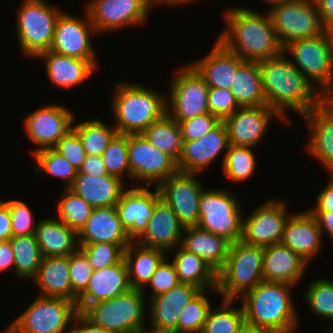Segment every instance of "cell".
<instances>
[{"label":"cell","mask_w":333,"mask_h":333,"mask_svg":"<svg viewBox=\"0 0 333 333\" xmlns=\"http://www.w3.org/2000/svg\"><path fill=\"white\" fill-rule=\"evenodd\" d=\"M244 7L227 10L226 30L218 41L244 61L261 62L283 53V47L272 26L269 14Z\"/></svg>","instance_id":"cell-1"},{"label":"cell","mask_w":333,"mask_h":333,"mask_svg":"<svg viewBox=\"0 0 333 333\" xmlns=\"http://www.w3.org/2000/svg\"><path fill=\"white\" fill-rule=\"evenodd\" d=\"M284 53L259 62L262 86L267 105L285 121V110L303 116L318 105V95L312 85Z\"/></svg>","instance_id":"cell-2"},{"label":"cell","mask_w":333,"mask_h":333,"mask_svg":"<svg viewBox=\"0 0 333 333\" xmlns=\"http://www.w3.org/2000/svg\"><path fill=\"white\" fill-rule=\"evenodd\" d=\"M293 285L261 281L243 295L245 323L274 333H290L298 327L291 296Z\"/></svg>","instance_id":"cell-3"},{"label":"cell","mask_w":333,"mask_h":333,"mask_svg":"<svg viewBox=\"0 0 333 333\" xmlns=\"http://www.w3.org/2000/svg\"><path fill=\"white\" fill-rule=\"evenodd\" d=\"M112 110L118 134H141L167 113L164 95L136 83H119Z\"/></svg>","instance_id":"cell-4"},{"label":"cell","mask_w":333,"mask_h":333,"mask_svg":"<svg viewBox=\"0 0 333 333\" xmlns=\"http://www.w3.org/2000/svg\"><path fill=\"white\" fill-rule=\"evenodd\" d=\"M264 247L238 240L230 243L224 266L217 272V293L235 300L263 281Z\"/></svg>","instance_id":"cell-5"},{"label":"cell","mask_w":333,"mask_h":333,"mask_svg":"<svg viewBox=\"0 0 333 333\" xmlns=\"http://www.w3.org/2000/svg\"><path fill=\"white\" fill-rule=\"evenodd\" d=\"M145 290L130 289L112 299L89 305L82 314L112 333H140L144 329Z\"/></svg>","instance_id":"cell-6"},{"label":"cell","mask_w":333,"mask_h":333,"mask_svg":"<svg viewBox=\"0 0 333 333\" xmlns=\"http://www.w3.org/2000/svg\"><path fill=\"white\" fill-rule=\"evenodd\" d=\"M17 12L18 41L25 56L38 57L49 51L58 16L62 13L44 0H25Z\"/></svg>","instance_id":"cell-7"},{"label":"cell","mask_w":333,"mask_h":333,"mask_svg":"<svg viewBox=\"0 0 333 333\" xmlns=\"http://www.w3.org/2000/svg\"><path fill=\"white\" fill-rule=\"evenodd\" d=\"M78 313L74 301L39 295L8 326L7 333H65L66 327Z\"/></svg>","instance_id":"cell-8"},{"label":"cell","mask_w":333,"mask_h":333,"mask_svg":"<svg viewBox=\"0 0 333 333\" xmlns=\"http://www.w3.org/2000/svg\"><path fill=\"white\" fill-rule=\"evenodd\" d=\"M238 201L225 189H204L199 198L197 226L230 243L241 240L243 214Z\"/></svg>","instance_id":"cell-9"},{"label":"cell","mask_w":333,"mask_h":333,"mask_svg":"<svg viewBox=\"0 0 333 333\" xmlns=\"http://www.w3.org/2000/svg\"><path fill=\"white\" fill-rule=\"evenodd\" d=\"M268 14L282 47L326 31L315 0L287 1L273 6Z\"/></svg>","instance_id":"cell-10"},{"label":"cell","mask_w":333,"mask_h":333,"mask_svg":"<svg viewBox=\"0 0 333 333\" xmlns=\"http://www.w3.org/2000/svg\"><path fill=\"white\" fill-rule=\"evenodd\" d=\"M287 52L294 58L292 63L312 85L315 81L323 88L333 83L332 31L326 30L318 36L292 41L283 47V53Z\"/></svg>","instance_id":"cell-11"},{"label":"cell","mask_w":333,"mask_h":333,"mask_svg":"<svg viewBox=\"0 0 333 333\" xmlns=\"http://www.w3.org/2000/svg\"><path fill=\"white\" fill-rule=\"evenodd\" d=\"M177 74L172 80L169 96L167 95V114L180 123L209 113V87L203 77L190 64L177 70Z\"/></svg>","instance_id":"cell-12"},{"label":"cell","mask_w":333,"mask_h":333,"mask_svg":"<svg viewBox=\"0 0 333 333\" xmlns=\"http://www.w3.org/2000/svg\"><path fill=\"white\" fill-rule=\"evenodd\" d=\"M128 154L130 177L148 181L146 187L153 182L158 186L179 171L177 162L154 147L142 134H128Z\"/></svg>","instance_id":"cell-13"},{"label":"cell","mask_w":333,"mask_h":333,"mask_svg":"<svg viewBox=\"0 0 333 333\" xmlns=\"http://www.w3.org/2000/svg\"><path fill=\"white\" fill-rule=\"evenodd\" d=\"M194 176L178 171L157 186L161 199L185 227L197 225L199 221V198L204 188Z\"/></svg>","instance_id":"cell-14"},{"label":"cell","mask_w":333,"mask_h":333,"mask_svg":"<svg viewBox=\"0 0 333 333\" xmlns=\"http://www.w3.org/2000/svg\"><path fill=\"white\" fill-rule=\"evenodd\" d=\"M87 3L86 11L97 33L142 25L151 8L148 0H90Z\"/></svg>","instance_id":"cell-15"},{"label":"cell","mask_w":333,"mask_h":333,"mask_svg":"<svg viewBox=\"0 0 333 333\" xmlns=\"http://www.w3.org/2000/svg\"><path fill=\"white\" fill-rule=\"evenodd\" d=\"M286 202L270 200L242 219L241 240L257 246L281 243L288 214ZM288 214V215H287Z\"/></svg>","instance_id":"cell-16"},{"label":"cell","mask_w":333,"mask_h":333,"mask_svg":"<svg viewBox=\"0 0 333 333\" xmlns=\"http://www.w3.org/2000/svg\"><path fill=\"white\" fill-rule=\"evenodd\" d=\"M74 117L65 106L49 104L29 114L24 129L36 150L53 148L72 129Z\"/></svg>","instance_id":"cell-17"},{"label":"cell","mask_w":333,"mask_h":333,"mask_svg":"<svg viewBox=\"0 0 333 333\" xmlns=\"http://www.w3.org/2000/svg\"><path fill=\"white\" fill-rule=\"evenodd\" d=\"M86 18L81 20L62 12L55 24L50 51L74 59L96 60L89 35L97 32L87 11Z\"/></svg>","instance_id":"cell-18"},{"label":"cell","mask_w":333,"mask_h":333,"mask_svg":"<svg viewBox=\"0 0 333 333\" xmlns=\"http://www.w3.org/2000/svg\"><path fill=\"white\" fill-rule=\"evenodd\" d=\"M285 121L268 105L240 107L223 120L230 145L254 147L261 142L272 117Z\"/></svg>","instance_id":"cell-19"},{"label":"cell","mask_w":333,"mask_h":333,"mask_svg":"<svg viewBox=\"0 0 333 333\" xmlns=\"http://www.w3.org/2000/svg\"><path fill=\"white\" fill-rule=\"evenodd\" d=\"M155 188L154 193L143 185L124 190L115 206L131 241H136L147 229L154 206L161 198L157 186Z\"/></svg>","instance_id":"cell-20"},{"label":"cell","mask_w":333,"mask_h":333,"mask_svg":"<svg viewBox=\"0 0 333 333\" xmlns=\"http://www.w3.org/2000/svg\"><path fill=\"white\" fill-rule=\"evenodd\" d=\"M229 139L226 126L221 121L215 128L197 140L183 141L181 156L177 162L178 170L197 174L208 167L222 150H228Z\"/></svg>","instance_id":"cell-21"},{"label":"cell","mask_w":333,"mask_h":333,"mask_svg":"<svg viewBox=\"0 0 333 333\" xmlns=\"http://www.w3.org/2000/svg\"><path fill=\"white\" fill-rule=\"evenodd\" d=\"M185 226L177 218L170 206L159 199L148 220L147 229L136 240L142 246L158 248L169 253L180 245Z\"/></svg>","instance_id":"cell-22"},{"label":"cell","mask_w":333,"mask_h":333,"mask_svg":"<svg viewBox=\"0 0 333 333\" xmlns=\"http://www.w3.org/2000/svg\"><path fill=\"white\" fill-rule=\"evenodd\" d=\"M131 289L128 270L124 258L115 265L94 270L86 290L76 302L78 312L82 313L89 305L112 299Z\"/></svg>","instance_id":"cell-23"},{"label":"cell","mask_w":333,"mask_h":333,"mask_svg":"<svg viewBox=\"0 0 333 333\" xmlns=\"http://www.w3.org/2000/svg\"><path fill=\"white\" fill-rule=\"evenodd\" d=\"M201 289L180 283L169 291L149 298L150 323L152 327L175 331L182 309L194 298Z\"/></svg>","instance_id":"cell-24"},{"label":"cell","mask_w":333,"mask_h":333,"mask_svg":"<svg viewBox=\"0 0 333 333\" xmlns=\"http://www.w3.org/2000/svg\"><path fill=\"white\" fill-rule=\"evenodd\" d=\"M318 222L309 210L291 214L284 227L281 243L307 262L318 254L322 244Z\"/></svg>","instance_id":"cell-25"},{"label":"cell","mask_w":333,"mask_h":333,"mask_svg":"<svg viewBox=\"0 0 333 333\" xmlns=\"http://www.w3.org/2000/svg\"><path fill=\"white\" fill-rule=\"evenodd\" d=\"M307 264L308 262L299 254L282 243L265 246L262 265L263 281L295 285L301 280Z\"/></svg>","instance_id":"cell-26"},{"label":"cell","mask_w":333,"mask_h":333,"mask_svg":"<svg viewBox=\"0 0 333 333\" xmlns=\"http://www.w3.org/2000/svg\"><path fill=\"white\" fill-rule=\"evenodd\" d=\"M102 242L112 244L132 242L121 224L115 206L94 208L87 222L78 232L79 244Z\"/></svg>","instance_id":"cell-27"},{"label":"cell","mask_w":333,"mask_h":333,"mask_svg":"<svg viewBox=\"0 0 333 333\" xmlns=\"http://www.w3.org/2000/svg\"><path fill=\"white\" fill-rule=\"evenodd\" d=\"M200 60L191 65L203 77L208 87L229 90L237 68L244 62L237 54L227 50L218 40L208 55Z\"/></svg>","instance_id":"cell-28"},{"label":"cell","mask_w":333,"mask_h":333,"mask_svg":"<svg viewBox=\"0 0 333 333\" xmlns=\"http://www.w3.org/2000/svg\"><path fill=\"white\" fill-rule=\"evenodd\" d=\"M123 182L110 174L92 177L78 172L68 189L83 198L93 208L113 207L116 206L125 190L123 189L125 182Z\"/></svg>","instance_id":"cell-29"},{"label":"cell","mask_w":333,"mask_h":333,"mask_svg":"<svg viewBox=\"0 0 333 333\" xmlns=\"http://www.w3.org/2000/svg\"><path fill=\"white\" fill-rule=\"evenodd\" d=\"M44 59L46 74L58 88H72L79 85L97 69L96 60L69 58L65 55L46 51L38 56Z\"/></svg>","instance_id":"cell-30"},{"label":"cell","mask_w":333,"mask_h":333,"mask_svg":"<svg viewBox=\"0 0 333 333\" xmlns=\"http://www.w3.org/2000/svg\"><path fill=\"white\" fill-rule=\"evenodd\" d=\"M180 246L195 253L218 272L225 264L230 242L194 225L184 228Z\"/></svg>","instance_id":"cell-31"},{"label":"cell","mask_w":333,"mask_h":333,"mask_svg":"<svg viewBox=\"0 0 333 333\" xmlns=\"http://www.w3.org/2000/svg\"><path fill=\"white\" fill-rule=\"evenodd\" d=\"M33 280L42 290L40 296L60 297L75 303L78 300V297L72 292L69 256L43 257Z\"/></svg>","instance_id":"cell-32"},{"label":"cell","mask_w":333,"mask_h":333,"mask_svg":"<svg viewBox=\"0 0 333 333\" xmlns=\"http://www.w3.org/2000/svg\"><path fill=\"white\" fill-rule=\"evenodd\" d=\"M308 123L311 136L306 146L308 153L333 174V117L326 113L319 105L313 107L302 116Z\"/></svg>","instance_id":"cell-33"},{"label":"cell","mask_w":333,"mask_h":333,"mask_svg":"<svg viewBox=\"0 0 333 333\" xmlns=\"http://www.w3.org/2000/svg\"><path fill=\"white\" fill-rule=\"evenodd\" d=\"M35 236L43 257L69 256L79 248L78 233L56 218L40 220Z\"/></svg>","instance_id":"cell-34"},{"label":"cell","mask_w":333,"mask_h":333,"mask_svg":"<svg viewBox=\"0 0 333 333\" xmlns=\"http://www.w3.org/2000/svg\"><path fill=\"white\" fill-rule=\"evenodd\" d=\"M135 255L133 256V254ZM166 252L158 248H149L132 241L124 250V260L128 270L131 289L144 290Z\"/></svg>","instance_id":"cell-35"},{"label":"cell","mask_w":333,"mask_h":333,"mask_svg":"<svg viewBox=\"0 0 333 333\" xmlns=\"http://www.w3.org/2000/svg\"><path fill=\"white\" fill-rule=\"evenodd\" d=\"M172 262L181 283H188L201 290L217 291V272L195 253L177 247Z\"/></svg>","instance_id":"cell-36"},{"label":"cell","mask_w":333,"mask_h":333,"mask_svg":"<svg viewBox=\"0 0 333 333\" xmlns=\"http://www.w3.org/2000/svg\"><path fill=\"white\" fill-rule=\"evenodd\" d=\"M230 91L240 107L267 105L259 63L244 61L237 68Z\"/></svg>","instance_id":"cell-37"},{"label":"cell","mask_w":333,"mask_h":333,"mask_svg":"<svg viewBox=\"0 0 333 333\" xmlns=\"http://www.w3.org/2000/svg\"><path fill=\"white\" fill-rule=\"evenodd\" d=\"M158 150L168 154L178 162L183 146L182 132L179 122H176L167 113L152 123L142 133Z\"/></svg>","instance_id":"cell-38"},{"label":"cell","mask_w":333,"mask_h":333,"mask_svg":"<svg viewBox=\"0 0 333 333\" xmlns=\"http://www.w3.org/2000/svg\"><path fill=\"white\" fill-rule=\"evenodd\" d=\"M14 255V272L19 278L33 279L42 261L35 234L10 238Z\"/></svg>","instance_id":"cell-39"},{"label":"cell","mask_w":333,"mask_h":333,"mask_svg":"<svg viewBox=\"0 0 333 333\" xmlns=\"http://www.w3.org/2000/svg\"><path fill=\"white\" fill-rule=\"evenodd\" d=\"M72 128L78 133L87 155L101 156L109 142L117 134L116 128L107 127L102 120H86L74 124Z\"/></svg>","instance_id":"cell-40"},{"label":"cell","mask_w":333,"mask_h":333,"mask_svg":"<svg viewBox=\"0 0 333 333\" xmlns=\"http://www.w3.org/2000/svg\"><path fill=\"white\" fill-rule=\"evenodd\" d=\"M234 300L223 299L222 305L215 311L209 310L201 333H238L244 325L243 307L235 308L230 305Z\"/></svg>","instance_id":"cell-41"},{"label":"cell","mask_w":333,"mask_h":333,"mask_svg":"<svg viewBox=\"0 0 333 333\" xmlns=\"http://www.w3.org/2000/svg\"><path fill=\"white\" fill-rule=\"evenodd\" d=\"M252 147L229 145L223 158L225 177L233 181H244L252 176L256 167V158Z\"/></svg>","instance_id":"cell-42"},{"label":"cell","mask_w":333,"mask_h":333,"mask_svg":"<svg viewBox=\"0 0 333 333\" xmlns=\"http://www.w3.org/2000/svg\"><path fill=\"white\" fill-rule=\"evenodd\" d=\"M64 189V196L57 205V216L59 218H56L78 233L87 222L94 208L71 190Z\"/></svg>","instance_id":"cell-43"},{"label":"cell","mask_w":333,"mask_h":333,"mask_svg":"<svg viewBox=\"0 0 333 333\" xmlns=\"http://www.w3.org/2000/svg\"><path fill=\"white\" fill-rule=\"evenodd\" d=\"M33 158L37 164L36 174L39 171L46 172L53 177L65 179L66 189L72 185L77 176L78 171L54 148L34 150Z\"/></svg>","instance_id":"cell-44"},{"label":"cell","mask_w":333,"mask_h":333,"mask_svg":"<svg viewBox=\"0 0 333 333\" xmlns=\"http://www.w3.org/2000/svg\"><path fill=\"white\" fill-rule=\"evenodd\" d=\"M201 290L190 302L182 309L178 321L176 333H201L211 309L210 301L206 292Z\"/></svg>","instance_id":"cell-45"},{"label":"cell","mask_w":333,"mask_h":333,"mask_svg":"<svg viewBox=\"0 0 333 333\" xmlns=\"http://www.w3.org/2000/svg\"><path fill=\"white\" fill-rule=\"evenodd\" d=\"M101 156L107 174L116 176L121 180H123L122 176L126 174L130 176L128 135L117 133Z\"/></svg>","instance_id":"cell-46"},{"label":"cell","mask_w":333,"mask_h":333,"mask_svg":"<svg viewBox=\"0 0 333 333\" xmlns=\"http://www.w3.org/2000/svg\"><path fill=\"white\" fill-rule=\"evenodd\" d=\"M304 299L314 314L333 321V281H312L305 291Z\"/></svg>","instance_id":"cell-47"},{"label":"cell","mask_w":333,"mask_h":333,"mask_svg":"<svg viewBox=\"0 0 333 333\" xmlns=\"http://www.w3.org/2000/svg\"><path fill=\"white\" fill-rule=\"evenodd\" d=\"M129 244H112L107 242L79 244L87 256L93 270L115 265L124 258V250Z\"/></svg>","instance_id":"cell-48"},{"label":"cell","mask_w":333,"mask_h":333,"mask_svg":"<svg viewBox=\"0 0 333 333\" xmlns=\"http://www.w3.org/2000/svg\"><path fill=\"white\" fill-rule=\"evenodd\" d=\"M93 271L87 256L80 248L69 255L71 287L77 297L86 290Z\"/></svg>","instance_id":"cell-49"},{"label":"cell","mask_w":333,"mask_h":333,"mask_svg":"<svg viewBox=\"0 0 333 333\" xmlns=\"http://www.w3.org/2000/svg\"><path fill=\"white\" fill-rule=\"evenodd\" d=\"M6 203L11 214L12 237L35 234L37 223L34 225V215L30 207L19 200Z\"/></svg>","instance_id":"cell-50"},{"label":"cell","mask_w":333,"mask_h":333,"mask_svg":"<svg viewBox=\"0 0 333 333\" xmlns=\"http://www.w3.org/2000/svg\"><path fill=\"white\" fill-rule=\"evenodd\" d=\"M207 103L209 113L215 115L221 121L240 108L233 93L226 88L209 87Z\"/></svg>","instance_id":"cell-51"},{"label":"cell","mask_w":333,"mask_h":333,"mask_svg":"<svg viewBox=\"0 0 333 333\" xmlns=\"http://www.w3.org/2000/svg\"><path fill=\"white\" fill-rule=\"evenodd\" d=\"M53 148L77 171H79L87 156L83 143L73 128Z\"/></svg>","instance_id":"cell-52"},{"label":"cell","mask_w":333,"mask_h":333,"mask_svg":"<svg viewBox=\"0 0 333 333\" xmlns=\"http://www.w3.org/2000/svg\"><path fill=\"white\" fill-rule=\"evenodd\" d=\"M220 122L221 120L211 113L181 121L179 124L182 132V140H197L215 128Z\"/></svg>","instance_id":"cell-53"},{"label":"cell","mask_w":333,"mask_h":333,"mask_svg":"<svg viewBox=\"0 0 333 333\" xmlns=\"http://www.w3.org/2000/svg\"><path fill=\"white\" fill-rule=\"evenodd\" d=\"M180 283L181 282L179 281L173 262L168 263V261L164 258L156 268V271L148 283L152 287V293L149 296L152 298L156 295L167 292Z\"/></svg>","instance_id":"cell-54"},{"label":"cell","mask_w":333,"mask_h":333,"mask_svg":"<svg viewBox=\"0 0 333 333\" xmlns=\"http://www.w3.org/2000/svg\"><path fill=\"white\" fill-rule=\"evenodd\" d=\"M78 172L92 177L107 174L102 156L98 155H87Z\"/></svg>","instance_id":"cell-55"},{"label":"cell","mask_w":333,"mask_h":333,"mask_svg":"<svg viewBox=\"0 0 333 333\" xmlns=\"http://www.w3.org/2000/svg\"><path fill=\"white\" fill-rule=\"evenodd\" d=\"M331 176V180L321 189L316 199V206L309 211H333V174Z\"/></svg>","instance_id":"cell-56"},{"label":"cell","mask_w":333,"mask_h":333,"mask_svg":"<svg viewBox=\"0 0 333 333\" xmlns=\"http://www.w3.org/2000/svg\"><path fill=\"white\" fill-rule=\"evenodd\" d=\"M72 322L75 324L72 325V328L68 331L69 333H112L102 327L94 325L80 312Z\"/></svg>","instance_id":"cell-57"},{"label":"cell","mask_w":333,"mask_h":333,"mask_svg":"<svg viewBox=\"0 0 333 333\" xmlns=\"http://www.w3.org/2000/svg\"><path fill=\"white\" fill-rule=\"evenodd\" d=\"M11 237V214L6 201L0 200V241L10 240Z\"/></svg>","instance_id":"cell-58"},{"label":"cell","mask_w":333,"mask_h":333,"mask_svg":"<svg viewBox=\"0 0 333 333\" xmlns=\"http://www.w3.org/2000/svg\"><path fill=\"white\" fill-rule=\"evenodd\" d=\"M324 28L333 32V0H315Z\"/></svg>","instance_id":"cell-59"},{"label":"cell","mask_w":333,"mask_h":333,"mask_svg":"<svg viewBox=\"0 0 333 333\" xmlns=\"http://www.w3.org/2000/svg\"><path fill=\"white\" fill-rule=\"evenodd\" d=\"M318 222L319 228L333 239V211H310Z\"/></svg>","instance_id":"cell-60"},{"label":"cell","mask_w":333,"mask_h":333,"mask_svg":"<svg viewBox=\"0 0 333 333\" xmlns=\"http://www.w3.org/2000/svg\"><path fill=\"white\" fill-rule=\"evenodd\" d=\"M11 266L14 269V255L11 241H0V272Z\"/></svg>","instance_id":"cell-61"},{"label":"cell","mask_w":333,"mask_h":333,"mask_svg":"<svg viewBox=\"0 0 333 333\" xmlns=\"http://www.w3.org/2000/svg\"><path fill=\"white\" fill-rule=\"evenodd\" d=\"M318 105L331 117H333V83L319 91Z\"/></svg>","instance_id":"cell-62"},{"label":"cell","mask_w":333,"mask_h":333,"mask_svg":"<svg viewBox=\"0 0 333 333\" xmlns=\"http://www.w3.org/2000/svg\"><path fill=\"white\" fill-rule=\"evenodd\" d=\"M238 333H274V332L265 329H260L244 323V325L239 329Z\"/></svg>","instance_id":"cell-63"},{"label":"cell","mask_w":333,"mask_h":333,"mask_svg":"<svg viewBox=\"0 0 333 333\" xmlns=\"http://www.w3.org/2000/svg\"><path fill=\"white\" fill-rule=\"evenodd\" d=\"M190 1H195V0H148V3H149V5L151 6V7H153V5H155V4H158V3H163V5H164V3L165 4H169V5H173L174 6V4L176 5H182V4H186L187 2H189L190 3Z\"/></svg>","instance_id":"cell-64"},{"label":"cell","mask_w":333,"mask_h":333,"mask_svg":"<svg viewBox=\"0 0 333 333\" xmlns=\"http://www.w3.org/2000/svg\"><path fill=\"white\" fill-rule=\"evenodd\" d=\"M140 333H146L145 329H143ZM150 333H176V332L172 330H163L152 327V331Z\"/></svg>","instance_id":"cell-65"},{"label":"cell","mask_w":333,"mask_h":333,"mask_svg":"<svg viewBox=\"0 0 333 333\" xmlns=\"http://www.w3.org/2000/svg\"><path fill=\"white\" fill-rule=\"evenodd\" d=\"M287 1H292V0H265V2L269 3V5H271V8L275 5L285 3Z\"/></svg>","instance_id":"cell-66"}]
</instances>
